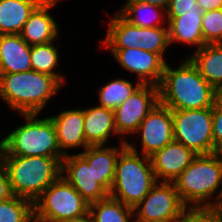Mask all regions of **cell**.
<instances>
[{
  "instance_id": "6da1fadb",
  "label": "cell",
  "mask_w": 222,
  "mask_h": 222,
  "mask_svg": "<svg viewBox=\"0 0 222 222\" xmlns=\"http://www.w3.org/2000/svg\"><path fill=\"white\" fill-rule=\"evenodd\" d=\"M159 87V102L171 110L213 107L220 94L187 57L177 68L166 63Z\"/></svg>"
},
{
  "instance_id": "7a4b0ae2",
  "label": "cell",
  "mask_w": 222,
  "mask_h": 222,
  "mask_svg": "<svg viewBox=\"0 0 222 222\" xmlns=\"http://www.w3.org/2000/svg\"><path fill=\"white\" fill-rule=\"evenodd\" d=\"M62 86L55 77L33 70L0 73V98L21 115L39 114Z\"/></svg>"
},
{
  "instance_id": "3957f363",
  "label": "cell",
  "mask_w": 222,
  "mask_h": 222,
  "mask_svg": "<svg viewBox=\"0 0 222 222\" xmlns=\"http://www.w3.org/2000/svg\"><path fill=\"white\" fill-rule=\"evenodd\" d=\"M173 183L187 208H207L222 193V153L197 155Z\"/></svg>"
},
{
  "instance_id": "277c9868",
  "label": "cell",
  "mask_w": 222,
  "mask_h": 222,
  "mask_svg": "<svg viewBox=\"0 0 222 222\" xmlns=\"http://www.w3.org/2000/svg\"><path fill=\"white\" fill-rule=\"evenodd\" d=\"M120 152L109 196L134 208L157 183L150 157L138 154L133 143L126 142Z\"/></svg>"
},
{
  "instance_id": "5b68a950",
  "label": "cell",
  "mask_w": 222,
  "mask_h": 222,
  "mask_svg": "<svg viewBox=\"0 0 222 222\" xmlns=\"http://www.w3.org/2000/svg\"><path fill=\"white\" fill-rule=\"evenodd\" d=\"M13 195L35 202L61 176L55 157L2 156Z\"/></svg>"
},
{
  "instance_id": "8992f818",
  "label": "cell",
  "mask_w": 222,
  "mask_h": 222,
  "mask_svg": "<svg viewBox=\"0 0 222 222\" xmlns=\"http://www.w3.org/2000/svg\"><path fill=\"white\" fill-rule=\"evenodd\" d=\"M38 115L22 114L25 124L12 129L2 139V156L55 157L62 162L65 156L58 147L53 121Z\"/></svg>"
},
{
  "instance_id": "52a82bcc",
  "label": "cell",
  "mask_w": 222,
  "mask_h": 222,
  "mask_svg": "<svg viewBox=\"0 0 222 222\" xmlns=\"http://www.w3.org/2000/svg\"><path fill=\"white\" fill-rule=\"evenodd\" d=\"M108 20L107 36L101 41L107 49L140 48L158 53L164 60L170 46L168 26L141 28L126 21L118 12Z\"/></svg>"
},
{
  "instance_id": "ba28073f",
  "label": "cell",
  "mask_w": 222,
  "mask_h": 222,
  "mask_svg": "<svg viewBox=\"0 0 222 222\" xmlns=\"http://www.w3.org/2000/svg\"><path fill=\"white\" fill-rule=\"evenodd\" d=\"M88 211V203L62 176L34 202V216L44 222L68 220Z\"/></svg>"
},
{
  "instance_id": "9c48e42d",
  "label": "cell",
  "mask_w": 222,
  "mask_h": 222,
  "mask_svg": "<svg viewBox=\"0 0 222 222\" xmlns=\"http://www.w3.org/2000/svg\"><path fill=\"white\" fill-rule=\"evenodd\" d=\"M174 141L197 155L214 153L212 107L172 110Z\"/></svg>"
},
{
  "instance_id": "30bf717a",
  "label": "cell",
  "mask_w": 222,
  "mask_h": 222,
  "mask_svg": "<svg viewBox=\"0 0 222 222\" xmlns=\"http://www.w3.org/2000/svg\"><path fill=\"white\" fill-rule=\"evenodd\" d=\"M187 207L173 182H157L134 208V222H158L181 217Z\"/></svg>"
},
{
  "instance_id": "8fae6325",
  "label": "cell",
  "mask_w": 222,
  "mask_h": 222,
  "mask_svg": "<svg viewBox=\"0 0 222 222\" xmlns=\"http://www.w3.org/2000/svg\"><path fill=\"white\" fill-rule=\"evenodd\" d=\"M158 103L159 87L141 84L122 104L116 107L114 119L121 142H127L125 139L127 134H135L141 122Z\"/></svg>"
},
{
  "instance_id": "7c38bea8",
  "label": "cell",
  "mask_w": 222,
  "mask_h": 222,
  "mask_svg": "<svg viewBox=\"0 0 222 222\" xmlns=\"http://www.w3.org/2000/svg\"><path fill=\"white\" fill-rule=\"evenodd\" d=\"M135 133L141 134L140 154L152 156L174 141L172 110L159 102L144 118Z\"/></svg>"
},
{
  "instance_id": "4fadbf2b",
  "label": "cell",
  "mask_w": 222,
  "mask_h": 222,
  "mask_svg": "<svg viewBox=\"0 0 222 222\" xmlns=\"http://www.w3.org/2000/svg\"><path fill=\"white\" fill-rule=\"evenodd\" d=\"M108 50L123 69L136 74L138 82L160 85L167 62L158 53L138 47Z\"/></svg>"
},
{
  "instance_id": "5bb4252c",
  "label": "cell",
  "mask_w": 222,
  "mask_h": 222,
  "mask_svg": "<svg viewBox=\"0 0 222 222\" xmlns=\"http://www.w3.org/2000/svg\"><path fill=\"white\" fill-rule=\"evenodd\" d=\"M61 176L83 197L88 205L105 199L109 192L96 181L92 166L79 154H68L61 162Z\"/></svg>"
},
{
  "instance_id": "9a60e30c",
  "label": "cell",
  "mask_w": 222,
  "mask_h": 222,
  "mask_svg": "<svg viewBox=\"0 0 222 222\" xmlns=\"http://www.w3.org/2000/svg\"><path fill=\"white\" fill-rule=\"evenodd\" d=\"M197 156L184 144L172 141L150 156L157 182H174Z\"/></svg>"
},
{
  "instance_id": "2e32d148",
  "label": "cell",
  "mask_w": 222,
  "mask_h": 222,
  "mask_svg": "<svg viewBox=\"0 0 222 222\" xmlns=\"http://www.w3.org/2000/svg\"><path fill=\"white\" fill-rule=\"evenodd\" d=\"M49 117L54 123L58 147L64 156L70 154L69 149L81 147L85 150L90 146L84 132V108L64 110Z\"/></svg>"
},
{
  "instance_id": "e0dca14e",
  "label": "cell",
  "mask_w": 222,
  "mask_h": 222,
  "mask_svg": "<svg viewBox=\"0 0 222 222\" xmlns=\"http://www.w3.org/2000/svg\"><path fill=\"white\" fill-rule=\"evenodd\" d=\"M61 0H43L30 14L20 36L29 44H45L58 40L59 27L49 10Z\"/></svg>"
},
{
  "instance_id": "ac0fdd59",
  "label": "cell",
  "mask_w": 222,
  "mask_h": 222,
  "mask_svg": "<svg viewBox=\"0 0 222 222\" xmlns=\"http://www.w3.org/2000/svg\"><path fill=\"white\" fill-rule=\"evenodd\" d=\"M119 148L116 146L90 145L79 154L92 166L96 181L100 183L108 192L115 177L116 162L120 152L127 146L126 142H120Z\"/></svg>"
},
{
  "instance_id": "d6986e66",
  "label": "cell",
  "mask_w": 222,
  "mask_h": 222,
  "mask_svg": "<svg viewBox=\"0 0 222 222\" xmlns=\"http://www.w3.org/2000/svg\"><path fill=\"white\" fill-rule=\"evenodd\" d=\"M31 45L20 34L0 35V73H19L32 70Z\"/></svg>"
},
{
  "instance_id": "ffe728a7",
  "label": "cell",
  "mask_w": 222,
  "mask_h": 222,
  "mask_svg": "<svg viewBox=\"0 0 222 222\" xmlns=\"http://www.w3.org/2000/svg\"><path fill=\"white\" fill-rule=\"evenodd\" d=\"M84 132L89 145H105L112 135L118 136L114 111L102 106L84 109Z\"/></svg>"
},
{
  "instance_id": "44dd1931",
  "label": "cell",
  "mask_w": 222,
  "mask_h": 222,
  "mask_svg": "<svg viewBox=\"0 0 222 222\" xmlns=\"http://www.w3.org/2000/svg\"><path fill=\"white\" fill-rule=\"evenodd\" d=\"M203 12H189L175 18H167L170 46L174 42L191 44L199 50L206 43L202 35Z\"/></svg>"
},
{
  "instance_id": "7402d4cb",
  "label": "cell",
  "mask_w": 222,
  "mask_h": 222,
  "mask_svg": "<svg viewBox=\"0 0 222 222\" xmlns=\"http://www.w3.org/2000/svg\"><path fill=\"white\" fill-rule=\"evenodd\" d=\"M188 58L201 76L222 94V44H205Z\"/></svg>"
},
{
  "instance_id": "603a6c76",
  "label": "cell",
  "mask_w": 222,
  "mask_h": 222,
  "mask_svg": "<svg viewBox=\"0 0 222 222\" xmlns=\"http://www.w3.org/2000/svg\"><path fill=\"white\" fill-rule=\"evenodd\" d=\"M43 0H0V35L19 34Z\"/></svg>"
},
{
  "instance_id": "cb8c5ba5",
  "label": "cell",
  "mask_w": 222,
  "mask_h": 222,
  "mask_svg": "<svg viewBox=\"0 0 222 222\" xmlns=\"http://www.w3.org/2000/svg\"><path fill=\"white\" fill-rule=\"evenodd\" d=\"M121 7L122 8L118 11V13L126 21L135 26L141 28H152L161 27L163 24L165 25L166 10L159 6L144 3L138 0H126L124 6ZM146 12L148 14H145Z\"/></svg>"
},
{
  "instance_id": "d4e9b609",
  "label": "cell",
  "mask_w": 222,
  "mask_h": 222,
  "mask_svg": "<svg viewBox=\"0 0 222 222\" xmlns=\"http://www.w3.org/2000/svg\"><path fill=\"white\" fill-rule=\"evenodd\" d=\"M94 222H129L134 219L133 208L108 196L89 205Z\"/></svg>"
},
{
  "instance_id": "484cf974",
  "label": "cell",
  "mask_w": 222,
  "mask_h": 222,
  "mask_svg": "<svg viewBox=\"0 0 222 222\" xmlns=\"http://www.w3.org/2000/svg\"><path fill=\"white\" fill-rule=\"evenodd\" d=\"M53 43L54 41L31 45L30 60L32 70L51 75L64 86V76L54 71L59 62V52Z\"/></svg>"
},
{
  "instance_id": "4316f807",
  "label": "cell",
  "mask_w": 222,
  "mask_h": 222,
  "mask_svg": "<svg viewBox=\"0 0 222 222\" xmlns=\"http://www.w3.org/2000/svg\"><path fill=\"white\" fill-rule=\"evenodd\" d=\"M140 82H137L135 86L129 80L124 78L114 79L111 82L103 85L98 89L99 106L104 108L115 110L120 104H122L139 86Z\"/></svg>"
},
{
  "instance_id": "83f0119b",
  "label": "cell",
  "mask_w": 222,
  "mask_h": 222,
  "mask_svg": "<svg viewBox=\"0 0 222 222\" xmlns=\"http://www.w3.org/2000/svg\"><path fill=\"white\" fill-rule=\"evenodd\" d=\"M34 217V203L28 199L13 196L0 201V222H29Z\"/></svg>"
},
{
  "instance_id": "f1b7e54d",
  "label": "cell",
  "mask_w": 222,
  "mask_h": 222,
  "mask_svg": "<svg viewBox=\"0 0 222 222\" xmlns=\"http://www.w3.org/2000/svg\"><path fill=\"white\" fill-rule=\"evenodd\" d=\"M202 35L206 44H222V9L203 12Z\"/></svg>"
},
{
  "instance_id": "f546056e",
  "label": "cell",
  "mask_w": 222,
  "mask_h": 222,
  "mask_svg": "<svg viewBox=\"0 0 222 222\" xmlns=\"http://www.w3.org/2000/svg\"><path fill=\"white\" fill-rule=\"evenodd\" d=\"M212 131L214 139V153H222V94H219L212 107Z\"/></svg>"
},
{
  "instance_id": "4dcf8cb0",
  "label": "cell",
  "mask_w": 222,
  "mask_h": 222,
  "mask_svg": "<svg viewBox=\"0 0 222 222\" xmlns=\"http://www.w3.org/2000/svg\"><path fill=\"white\" fill-rule=\"evenodd\" d=\"M189 12H203L196 0H171L166 18H175Z\"/></svg>"
},
{
  "instance_id": "1f68e13d",
  "label": "cell",
  "mask_w": 222,
  "mask_h": 222,
  "mask_svg": "<svg viewBox=\"0 0 222 222\" xmlns=\"http://www.w3.org/2000/svg\"><path fill=\"white\" fill-rule=\"evenodd\" d=\"M182 222H217L207 208H187L182 214Z\"/></svg>"
},
{
  "instance_id": "d6a6232c",
  "label": "cell",
  "mask_w": 222,
  "mask_h": 222,
  "mask_svg": "<svg viewBox=\"0 0 222 222\" xmlns=\"http://www.w3.org/2000/svg\"><path fill=\"white\" fill-rule=\"evenodd\" d=\"M13 196L8 172L2 159H0V201L8 200Z\"/></svg>"
},
{
  "instance_id": "836d02e7",
  "label": "cell",
  "mask_w": 222,
  "mask_h": 222,
  "mask_svg": "<svg viewBox=\"0 0 222 222\" xmlns=\"http://www.w3.org/2000/svg\"><path fill=\"white\" fill-rule=\"evenodd\" d=\"M207 209L215 216L217 222H222V193L211 202Z\"/></svg>"
},
{
  "instance_id": "e575fe53",
  "label": "cell",
  "mask_w": 222,
  "mask_h": 222,
  "mask_svg": "<svg viewBox=\"0 0 222 222\" xmlns=\"http://www.w3.org/2000/svg\"><path fill=\"white\" fill-rule=\"evenodd\" d=\"M203 12L222 9V0H196Z\"/></svg>"
},
{
  "instance_id": "d590c367",
  "label": "cell",
  "mask_w": 222,
  "mask_h": 222,
  "mask_svg": "<svg viewBox=\"0 0 222 222\" xmlns=\"http://www.w3.org/2000/svg\"><path fill=\"white\" fill-rule=\"evenodd\" d=\"M58 222H94V219L91 216L90 212L88 211L87 213H85L82 216L72 218V219H68V220H61V221H58Z\"/></svg>"
},
{
  "instance_id": "8d00e7d4",
  "label": "cell",
  "mask_w": 222,
  "mask_h": 222,
  "mask_svg": "<svg viewBox=\"0 0 222 222\" xmlns=\"http://www.w3.org/2000/svg\"><path fill=\"white\" fill-rule=\"evenodd\" d=\"M138 1L149 3L155 6H159L165 10H167L171 2V0H138Z\"/></svg>"
},
{
  "instance_id": "74e56055",
  "label": "cell",
  "mask_w": 222,
  "mask_h": 222,
  "mask_svg": "<svg viewBox=\"0 0 222 222\" xmlns=\"http://www.w3.org/2000/svg\"><path fill=\"white\" fill-rule=\"evenodd\" d=\"M158 222H182V216L174 219H169L165 221H158Z\"/></svg>"
},
{
  "instance_id": "f35d334b",
  "label": "cell",
  "mask_w": 222,
  "mask_h": 222,
  "mask_svg": "<svg viewBox=\"0 0 222 222\" xmlns=\"http://www.w3.org/2000/svg\"><path fill=\"white\" fill-rule=\"evenodd\" d=\"M3 153V140H0V159L2 158Z\"/></svg>"
},
{
  "instance_id": "ab89813d",
  "label": "cell",
  "mask_w": 222,
  "mask_h": 222,
  "mask_svg": "<svg viewBox=\"0 0 222 222\" xmlns=\"http://www.w3.org/2000/svg\"><path fill=\"white\" fill-rule=\"evenodd\" d=\"M29 222H44V221L39 220L34 216Z\"/></svg>"
}]
</instances>
